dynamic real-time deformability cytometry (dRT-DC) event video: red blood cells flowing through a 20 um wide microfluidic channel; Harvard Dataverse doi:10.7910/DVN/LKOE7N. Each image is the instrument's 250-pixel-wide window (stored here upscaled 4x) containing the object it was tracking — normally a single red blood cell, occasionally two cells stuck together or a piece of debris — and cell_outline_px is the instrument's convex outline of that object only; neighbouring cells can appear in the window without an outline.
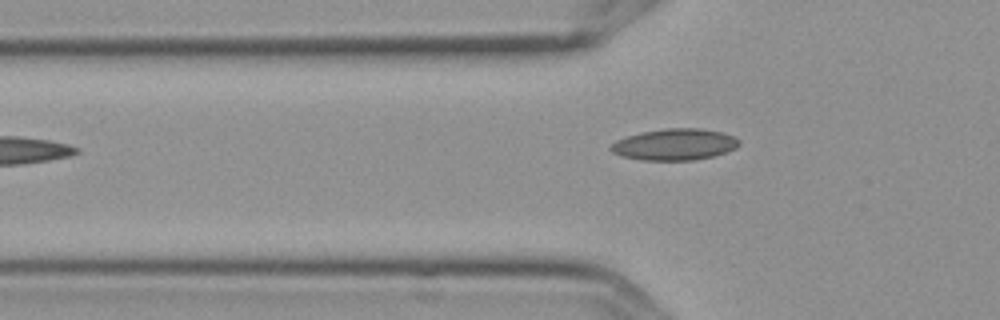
{"species": "Egyptian fruit bat (a non-hibernating species)", "species_latin": "Rousettus aegyptiacus", "temperature_condition": "cold", "stored_images_in_passage": 4, "camera_frame_rate_fps": 3000, "um_per_image_px": 0.085, "frame": {"image": 1, "passage_image": 4, "time_ms": 1.0, "image_size_px": [1000, 320], "cell_outline_px": [[740, 144], [736, 148], [728, 152], [696, 160], [640, 160], [620, 156], [612, 152], [608, 148], [616, 140], [624, 136], [640, 132], [664, 128], [700, 128], [724, 132], [740, 140]], "centroid_in_image_um": [57.33, 12.27], "position_along_channel_um": 68.5, "area_um2": 23.87}}